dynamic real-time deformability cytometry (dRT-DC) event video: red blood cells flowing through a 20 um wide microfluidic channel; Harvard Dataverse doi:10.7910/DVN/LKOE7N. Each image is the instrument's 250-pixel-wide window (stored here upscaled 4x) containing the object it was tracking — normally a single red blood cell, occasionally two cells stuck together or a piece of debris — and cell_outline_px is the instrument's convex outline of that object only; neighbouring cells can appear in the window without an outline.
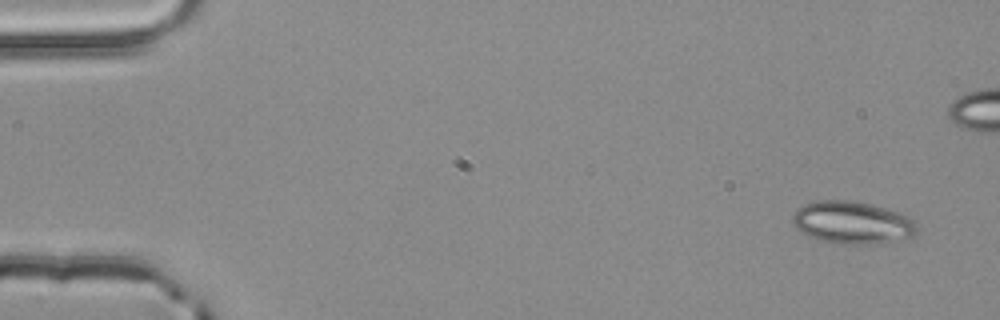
{"species": "common noctule bat (a hibernating species)", "species_latin": "Nyctalus noctula", "temperature_condition": "room temperature", "stored_images_in_passage": 4, "camera_frame_rate_fps": 3000, "um_per_image_px": 0.085, "animal": {"sex": "male", "body_mass_g": 20.4}, "frame": {"image": 1, "passage_image": 1, "time_ms": 0.0, "image_size_px": [1000, 320], "cell_outline_px": [[916, 232], [912, 236], [868, 244], [844, 244], [816, 240], [796, 228], [792, 224], [792, 216], [804, 204], [816, 200], [848, 200], [872, 204], [908, 216], [916, 224]], "centroid_in_image_um": [72.38, 18.91], "position_along_channel_um": 12.6, "area_um2": 30.35}}